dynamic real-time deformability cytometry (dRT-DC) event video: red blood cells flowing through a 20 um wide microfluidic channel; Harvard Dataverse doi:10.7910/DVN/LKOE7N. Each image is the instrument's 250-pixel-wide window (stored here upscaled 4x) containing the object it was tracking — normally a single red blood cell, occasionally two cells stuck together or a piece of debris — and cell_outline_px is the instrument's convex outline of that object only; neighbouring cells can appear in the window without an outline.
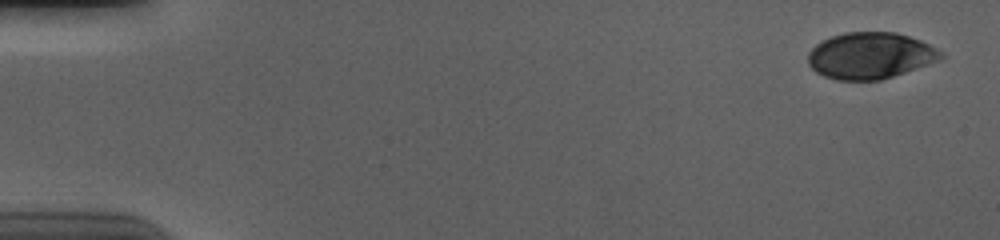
{"species": "human", "species_latin": "Homo sapiens", "temperature_condition": "cold", "stored_images_in_passage": 56, "camera_frame_rate_fps": 3000, "um_per_image_px": 0.085, "donor": {"sex": "male"}, "frame": {"image": 1, "passage_image": 2, "time_ms": 0.333, "image_size_px": [1000, 240], "cell_outline_px": [[944, 56], [940, 60], [880, 80], [836, 80], [824, 76], [816, 72], [808, 64], [808, 52], [820, 40], [844, 32], [896, 32], [920, 40], [944, 52]], "centroid_in_image_um": [73.95, 4.72], "position_along_channel_um": 11.0, "area_um2": 35.95}}
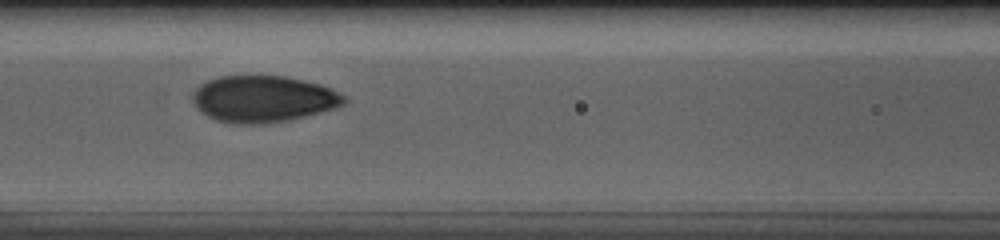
{"frame": {"image": 2, "passage_image": 25, "time_ms": 8.0, "image_size_px": [1000, 240], "cell_outline_px": [[348, 100], [344, 104], [336, 108], [288, 120], [264, 124], [232, 124], [216, 120], [200, 112], [196, 108], [192, 100], [192, 92], [200, 84], [208, 80], [220, 76], [284, 76], [304, 80], [320, 84], [344, 96]], "centroid_in_image_um": [22.33, 8.42], "position_along_channel_um": 144.3, "area_um2": 41.21}}
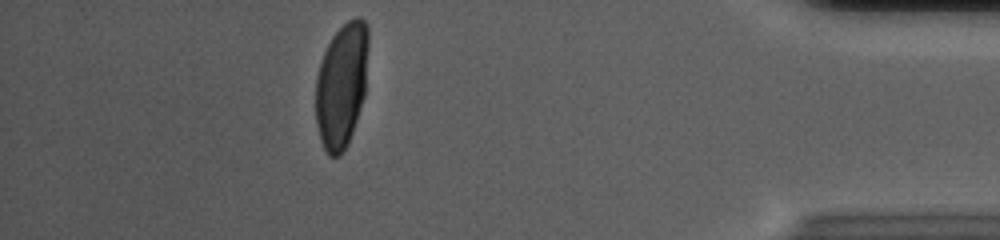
{"frame": {"image": 3, "passage_image": 50, "time_ms": 16.333, "image_size_px": [1000, 240], "cell_outline_px": [[368, 48], [364, 96], [348, 144], [340, 156], [328, 156], [320, 140], [316, 124], [316, 76], [324, 52], [332, 36], [348, 20], [356, 16], [360, 16], [364, 20], [368, 28]], "centroid_in_image_um": [29.03, 7.24], "position_along_channel_um": 406.2, "area_um2": 38.32}, "authors_computed_cell_mechanics": {"area_um2": 39.6508, "velocity_mm_per_s": 3.6936, "shape_relaxation_time_tau1_ms": 4.6551, "shape_relaxation_time_tau2_ms": null, "deformation_change_tau1": 0.1989, "deformation_change_tau2": null}}